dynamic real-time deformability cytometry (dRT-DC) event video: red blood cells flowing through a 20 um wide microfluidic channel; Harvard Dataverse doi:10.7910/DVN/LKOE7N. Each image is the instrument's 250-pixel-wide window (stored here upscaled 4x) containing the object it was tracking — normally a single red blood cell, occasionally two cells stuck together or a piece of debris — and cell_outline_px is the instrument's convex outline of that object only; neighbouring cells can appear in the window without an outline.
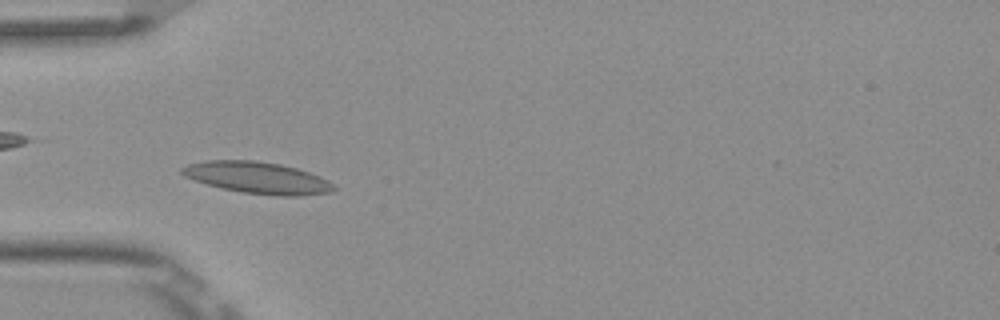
{"species": "Egyptian fruit bat (a non-hibernating species)", "species_latin": "Rousettus aegyptiacus", "temperature_condition": "room temperature", "stored_images_in_passage": 4, "camera_frame_rate_fps": 3000, "um_per_image_px": 0.085, "frame": {"image": 1, "passage_image": 3, "time_ms": 0.667, "image_size_px": [1000, 320], "cell_outline_px": [[336, 188], [332, 192], [300, 196], [276, 196], [244, 192], [224, 188], [208, 184], [184, 176], [180, 172], [180, 168], [188, 164], [204, 160], [256, 160], [280, 164], [296, 168], [320, 176], [328, 180]], "centroid_in_image_um": [21.9, 15.1], "position_along_channel_um": 63.1, "area_um2": 27.92}}
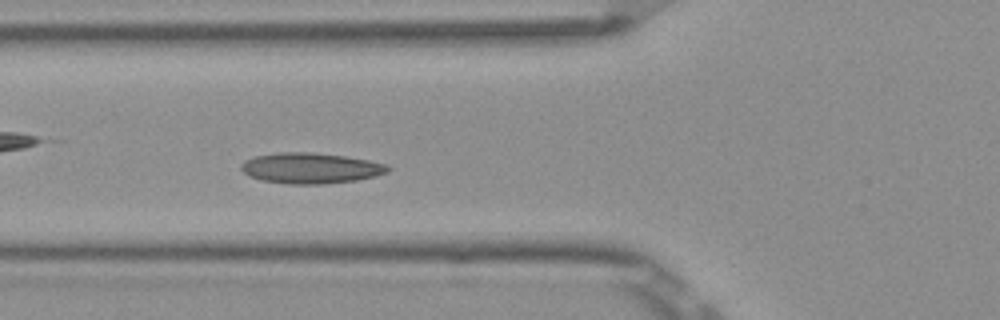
{"frame": {"image": 2, "passage_image": 4, "time_ms": 1.0, "image_size_px": [1000, 320], "cell_outline_px": [[392, 168], [388, 172], [376, 176], [356, 180], [324, 184], [288, 184], [260, 180], [248, 176], [240, 168], [240, 164], [244, 160], [256, 156], [280, 152], [308, 152], [348, 156], [388, 164]], "centroid_in_image_um": [26.42, 14.29], "position_along_channel_um": 99.4, "area_um2": 26.47}}